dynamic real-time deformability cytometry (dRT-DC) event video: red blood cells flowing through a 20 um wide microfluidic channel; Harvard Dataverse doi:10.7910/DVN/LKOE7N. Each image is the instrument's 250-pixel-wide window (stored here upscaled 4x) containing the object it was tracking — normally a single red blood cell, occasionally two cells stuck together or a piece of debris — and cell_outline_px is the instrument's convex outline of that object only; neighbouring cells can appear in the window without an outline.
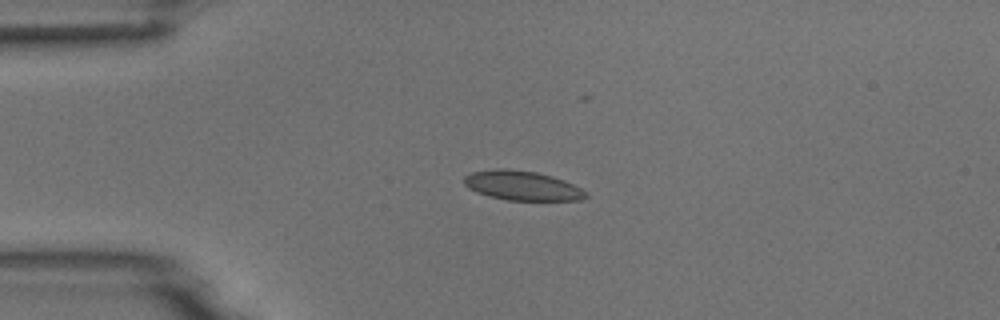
{"species": "common noctule bat (a hibernating species)", "species_latin": "Nyctalus noctula", "temperature_condition": "room temperature", "stored_images_in_passage": 11, "camera_frame_rate_fps": 3000, "um_per_image_px": 0.085, "animal": {"sex": "male", "body_mass_g": 18.8}, "frame": {"image": 1, "passage_image": 4, "time_ms": 3.667, "image_size_px": [1000, 320], "cell_outline_px": [[588, 196], [580, 200], [508, 200], [488, 196], [476, 192], [468, 188], [464, 184], [464, 176], [472, 172], [492, 168], [504, 168], [536, 172], [552, 176], [564, 180], [588, 192]], "centroid_in_image_um": [44.36, 15.77], "position_along_channel_um": 40.6, "area_um2": 20.98}}
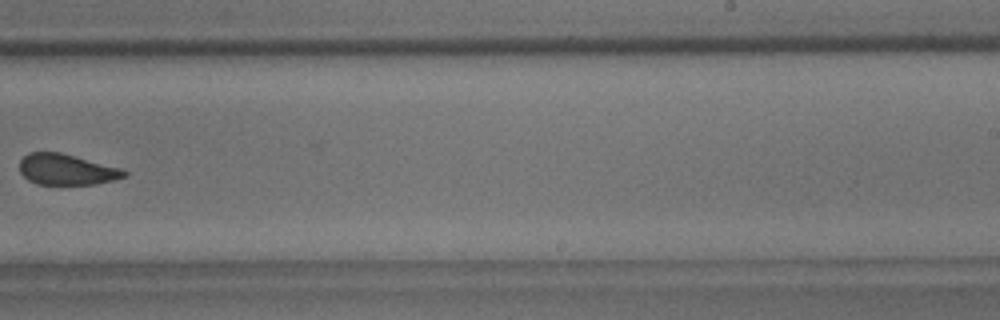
{"frame": {"image": 2, "passage_image": 10, "time_ms": 10.667, "image_size_px": [1000, 320], "cell_outline_px": [[128, 176], [96, 184], [36, 184], [28, 180], [20, 172], [20, 160], [28, 152], [60, 152], [124, 168], [128, 172]], "centroid_in_image_um": [5.7, 14.4], "position_along_channel_um": 283.3, "area_um2": 19.02}}
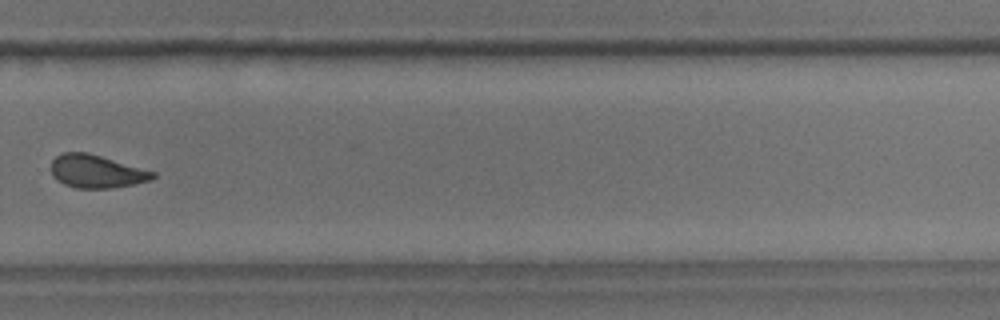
{"frame": {"image": 3, "passage_image": 11, "time_ms": 11.667, "image_size_px": [1000, 320], "cell_outline_px": [[156, 176], [152, 180], [112, 188], [76, 188], [64, 184], [56, 180], [52, 176], [52, 160], [56, 156], [64, 152], [88, 152], [156, 172]], "centroid_in_image_um": [8.2, 14.57], "position_along_channel_um": 321.6, "area_um2": 19.59}}